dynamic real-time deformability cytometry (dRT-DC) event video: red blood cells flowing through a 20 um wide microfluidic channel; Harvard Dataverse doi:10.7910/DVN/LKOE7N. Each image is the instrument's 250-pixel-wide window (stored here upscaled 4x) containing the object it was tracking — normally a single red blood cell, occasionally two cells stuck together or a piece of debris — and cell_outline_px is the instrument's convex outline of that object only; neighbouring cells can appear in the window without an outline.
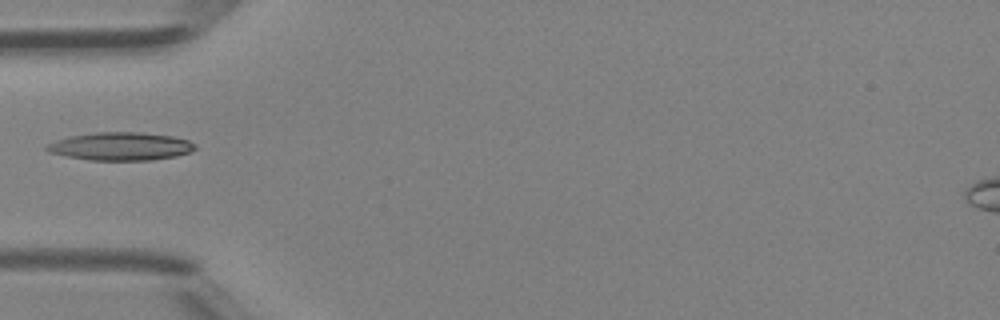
{"species": "Egyptian fruit bat (a non-hibernating species)", "species_latin": "Rousettus aegyptiacus", "temperature_condition": "room temperature", "stored_images_in_passage": 19, "camera_frame_rate_fps": 3000, "um_per_image_px": 0.085, "animal": {"sex": "female"}, "frame": {"image": 1, "passage_image": 1, "time_ms": 0.0, "image_size_px": [1000, 320], "cell_outline_px": [[196, 148], [188, 152], [176, 156], [148, 160], [92, 160], [68, 156], [48, 152], [44, 148], [48, 144], [56, 140], [72, 136], [96, 132], [140, 132], [172, 136], [188, 140], [196, 144]], "centroid_in_image_um": [10.26, 12.43], "position_along_channel_um": 74.7, "area_um2": 23.99}}